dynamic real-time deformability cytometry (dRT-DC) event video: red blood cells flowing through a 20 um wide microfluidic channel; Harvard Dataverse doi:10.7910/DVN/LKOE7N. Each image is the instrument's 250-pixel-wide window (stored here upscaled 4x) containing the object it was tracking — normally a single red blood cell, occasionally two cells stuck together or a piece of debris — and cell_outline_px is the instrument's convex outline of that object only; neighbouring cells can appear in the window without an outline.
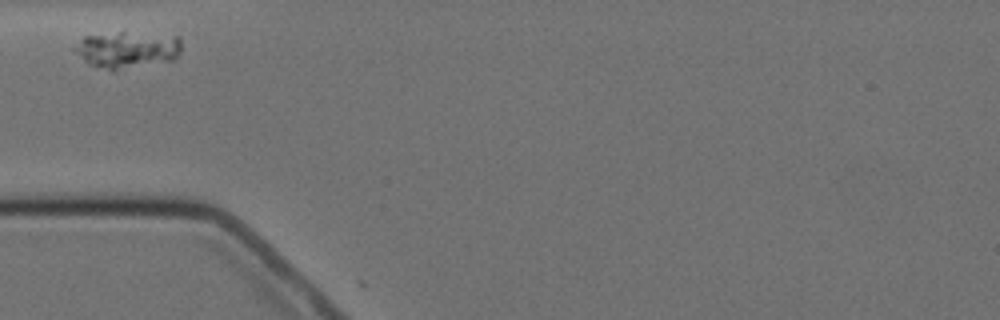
{"species": "Egyptian fruit bat (a non-hibernating species)", "species_latin": "Rousettus aegyptiacus", "temperature_condition": "cold", "stored_images_in_passage": 2, "camera_frame_rate_fps": 3000, "um_per_image_px": 0.085, "animal": {"sex": "female"}, "frame": {"image": 1, "passage_image": 1, "time_ms": 0.0, "image_size_px": [1000, 320], "cell_outline_px": [[180, 52], [176, 60], [116, 72], [112, 72], [96, 68], [88, 64], [72, 48], [84, 36], [120, 32], [124, 32], [180, 36]], "centroid_in_image_um": [10.83, 4.27], "position_along_channel_um": 74.2, "area_um2": 23.52}}
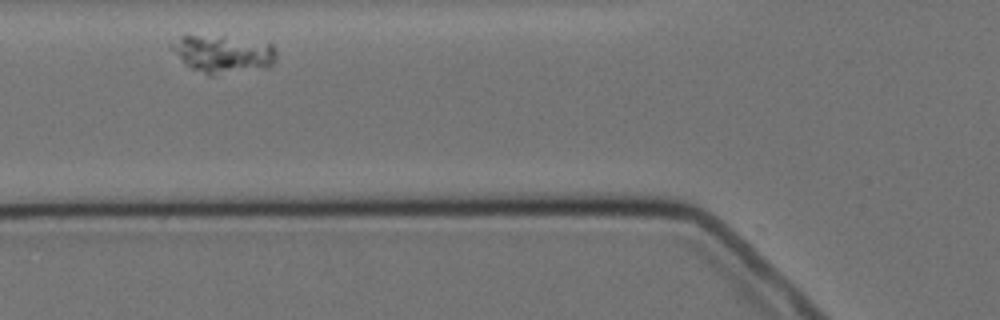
{"frame": {"image": 2, "passage_image": 2, "time_ms": 1.0, "image_size_px": [1000, 320], "cell_outline_px": [[276, 60], [268, 68], [212, 76], [208, 76], [184, 64], [172, 48], [180, 36], [224, 36], [272, 44], [276, 48]], "centroid_in_image_um": [19.03, 4.62], "position_along_channel_um": 106.8, "area_um2": 22.95}}